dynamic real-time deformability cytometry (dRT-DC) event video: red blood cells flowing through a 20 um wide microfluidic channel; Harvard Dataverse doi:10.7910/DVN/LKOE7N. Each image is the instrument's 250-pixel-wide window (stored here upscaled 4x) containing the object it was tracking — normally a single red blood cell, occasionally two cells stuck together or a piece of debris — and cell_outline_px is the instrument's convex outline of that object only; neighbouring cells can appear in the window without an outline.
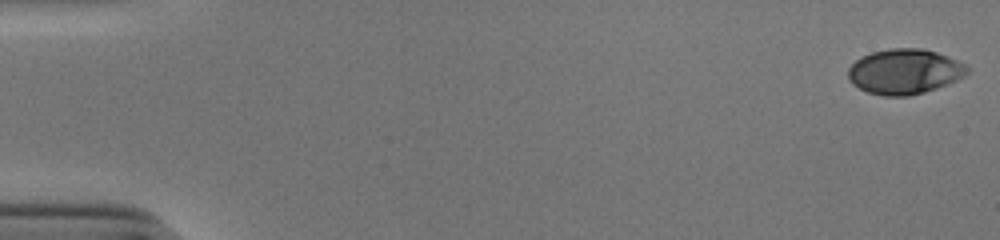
{"species": "human", "species_latin": "Homo sapiens", "temperature_condition": "cold", "stored_images_in_passage": 53, "camera_frame_rate_fps": 3000, "um_per_image_px": 0.085, "donor": {"sex": "male"}, "frame": {"image": 1, "passage_image": 1, "time_ms": 0.0, "image_size_px": [1000, 240], "cell_outline_px": [[968, 72], [964, 76], [948, 84], [924, 92], [908, 96], [884, 96], [868, 92], [852, 84], [848, 80], [848, 68], [860, 56], [872, 52], [892, 48], [924, 48], [936, 52], [956, 60], [964, 64], [968, 68]], "centroid_in_image_um": [76.86, 6.08], "position_along_channel_um": 8.1, "area_um2": 31.27}}
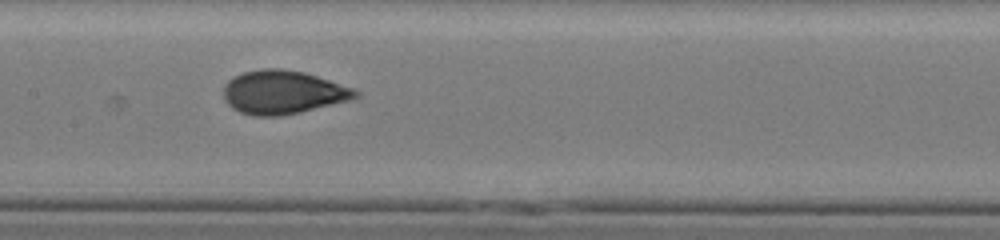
{"frame": {"image": 2, "passage_image": 27, "time_ms": 8.667, "image_size_px": [1000, 240], "cell_outline_px": [[360, 96], [352, 100], [300, 112], [280, 116], [256, 116], [240, 112], [232, 108], [224, 100], [224, 84], [228, 80], [244, 72], [264, 68], [280, 68], [304, 72], [356, 88], [360, 92]], "centroid_in_image_um": [24.09, 7.84], "position_along_channel_um": 183.3, "area_um2": 33.7}}
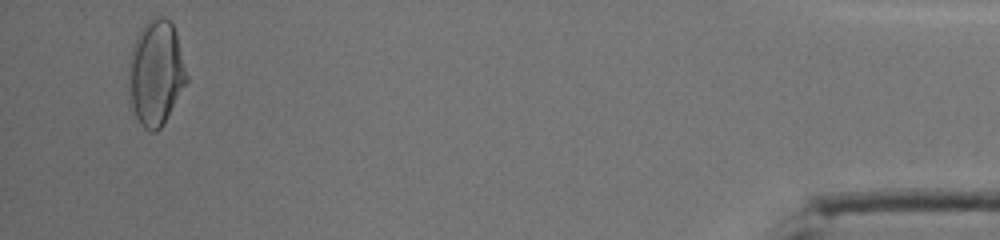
{"frame": {"image": 3, "passage_image": 51, "time_ms": 16.667, "image_size_px": [1000, 240], "cell_outline_px": [[188, 80], [164, 124], [156, 132], [152, 132], [144, 128], [140, 124], [128, 100], [128, 60], [132, 44], [140, 28], [148, 20], [160, 16], [164, 16], [172, 24], [176, 32], [188, 76]], "centroid_in_image_um": [13.22, 6.2], "position_along_channel_um": 422.0, "area_um2": 36.13}, "authors_computed_cell_mechanics": {"area_um2": 32.1368, "velocity_mm_per_s": 3.9185, "shape_relaxation_time_tau1_ms": 5.5089, "shape_relaxation_time_tau2_ms": 0.8231, "deformation_change_tau1": 0.1922, "deformation_change_tau2": 0.0457}}